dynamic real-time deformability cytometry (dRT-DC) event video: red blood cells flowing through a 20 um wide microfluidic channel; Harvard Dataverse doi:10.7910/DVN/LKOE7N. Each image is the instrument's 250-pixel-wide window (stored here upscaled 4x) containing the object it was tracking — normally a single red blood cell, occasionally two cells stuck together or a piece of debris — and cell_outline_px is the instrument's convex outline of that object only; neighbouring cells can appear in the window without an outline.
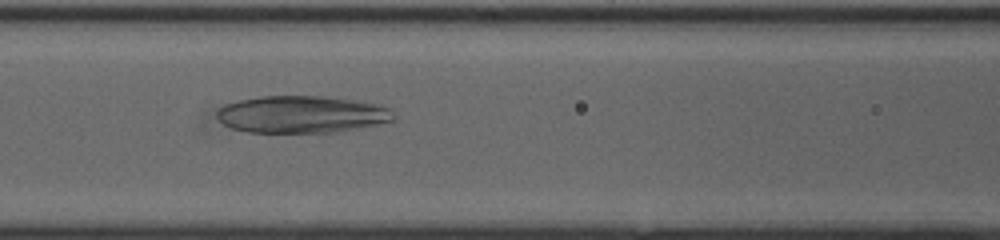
{"species": "human", "species_latin": "Homo sapiens", "temperature_condition": "cold", "stored_images_in_passage": 52, "camera_frame_rate_fps": 3000, "um_per_image_px": 0.085, "donor": {"sex": "female"}, "frame": {"image": 1, "passage_image": 24, "time_ms": 7.667, "image_size_px": [1000, 240], "cell_outline_px": [[396, 120], [336, 132], [248, 132], [232, 128], [224, 124], [216, 116], [216, 112], [224, 104], [240, 100], [260, 96], [324, 96], [352, 100], [372, 104], [388, 108], [396, 116]], "centroid_in_image_um": [25.61, 9.72], "position_along_channel_um": 141.0, "area_um2": 37.92}}
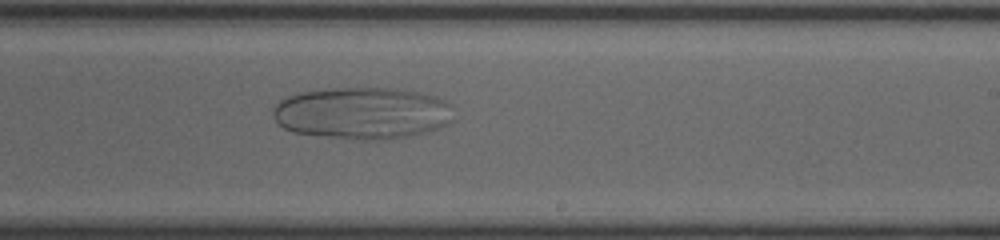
{"frame": {"image": 2, "passage_image": 33, "time_ms": 10.667, "image_size_px": [1000, 240], "cell_outline_px": [[452, 120], [448, 124], [440, 128], [408, 136], [384, 140], [352, 140], [292, 132], [284, 128], [272, 116], [272, 108], [280, 100], [288, 96], [300, 92], [332, 88], [404, 88], [436, 96], [452, 104]], "centroid_in_image_um": [30.81, 9.61], "position_along_channel_um": 258.2, "area_um2": 55.43}}
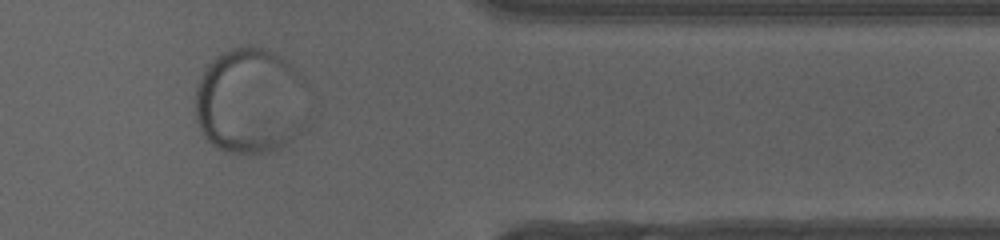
{"frame": {"image": 3, "passage_image": 44, "time_ms": 14.333, "image_size_px": [1000, 240], "cell_outline_px": [[292, 72], [288, 140], [276, 152], [228, 152], [216, 148], [204, 136], [196, 120], [196, 84], [204, 68], [220, 52], [228, 48], [248, 44], [268, 48], [276, 52], [292, 68]], "centroid_in_image_um": [20.84, 8.51], "position_along_channel_um": 390.6, "area_um2": 63.81}}